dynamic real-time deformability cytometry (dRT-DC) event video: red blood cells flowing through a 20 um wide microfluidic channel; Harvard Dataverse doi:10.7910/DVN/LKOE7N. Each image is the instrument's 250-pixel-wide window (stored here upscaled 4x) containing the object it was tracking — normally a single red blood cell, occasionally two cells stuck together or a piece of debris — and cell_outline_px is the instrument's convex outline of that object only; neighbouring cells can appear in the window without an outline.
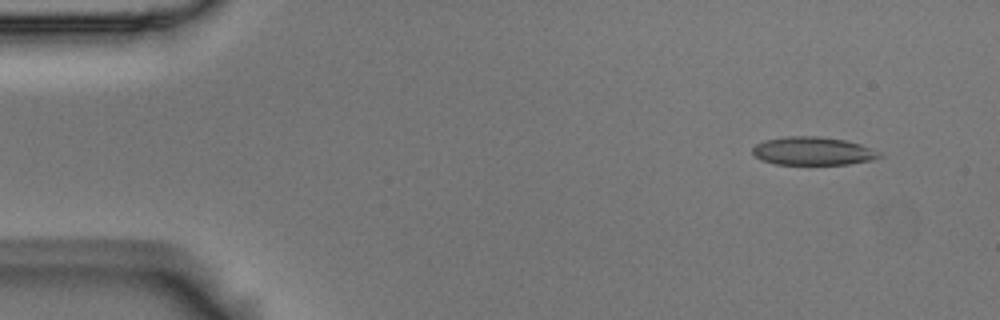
{"species": "Egyptian fruit bat (a non-hibernating species)", "species_latin": "Rousettus aegyptiacus", "temperature_condition": "room temperature", "stored_images_in_passage": 5, "segment_of_instrument_passage": [1, 2], "camera_frame_rate_fps": 3000, "um_per_image_px": 0.085, "animal": {"sex": "male"}, "frame": {"image": 1, "passage_image": 1, "time_ms": 0.0, "image_size_px": [1000, 320], "cell_outline_px": [[884, 156], [872, 160], [848, 164], [776, 164], [760, 160], [752, 152], [752, 148], [756, 144], [764, 140], [784, 136], [816, 136], [844, 140], [860, 144], [880, 152]], "centroid_in_image_um": [69.08, 12.84], "position_along_channel_um": 15.9, "area_um2": 20.87}}